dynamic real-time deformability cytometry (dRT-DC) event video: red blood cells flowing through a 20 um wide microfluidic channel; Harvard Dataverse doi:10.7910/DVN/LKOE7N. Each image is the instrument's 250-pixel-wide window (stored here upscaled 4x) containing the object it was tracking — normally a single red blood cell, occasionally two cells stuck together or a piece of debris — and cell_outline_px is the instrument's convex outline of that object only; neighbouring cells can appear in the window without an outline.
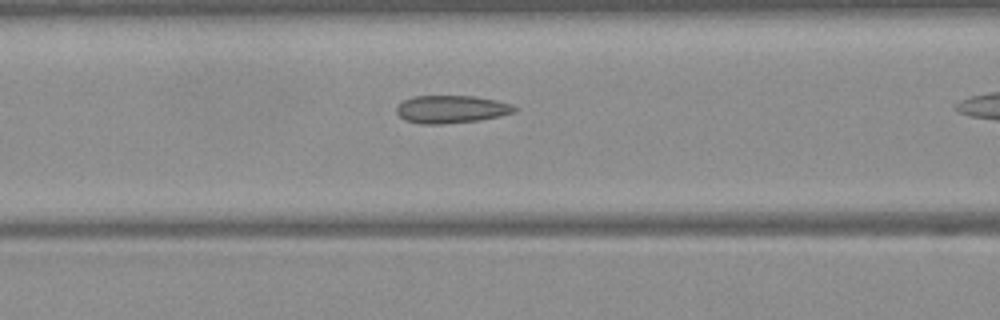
{"species": "Egyptian fruit bat (a non-hibernating species)", "species_latin": "Rousettus aegyptiacus", "temperature_condition": "warm", "stored_images_in_passage": 36, "camera_frame_rate_fps": 3000, "um_per_image_px": 0.085, "frame": {"image": 1, "passage_image": 17, "time_ms": 5.333, "image_size_px": [1000, 320], "cell_outline_px": [[520, 108], [516, 112], [500, 116], [480, 120], [444, 124], [420, 124], [404, 120], [396, 112], [396, 108], [404, 100], [412, 96], [476, 96], [496, 100], [512, 104]], "centroid_in_image_um": [38.4, 9.29], "position_along_channel_um": 128.2, "area_um2": 19.31}}
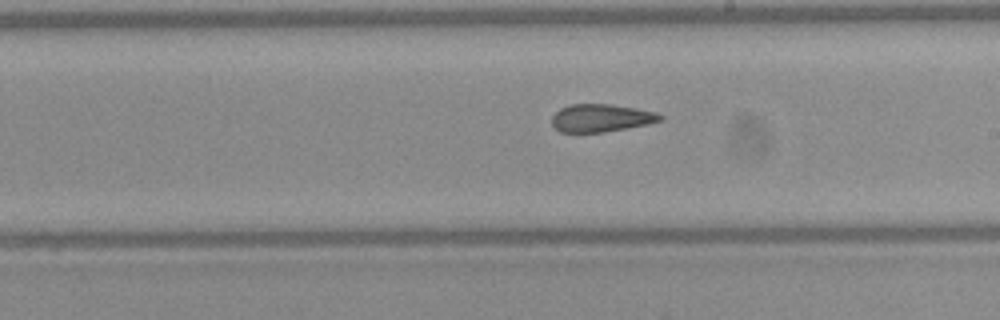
{"frame": {"image": 2, "passage_image": 25, "time_ms": 8.0, "image_size_px": [1000, 320], "cell_outline_px": [[664, 120], [648, 124], [628, 128], [604, 132], [560, 132], [552, 124], [552, 116], [560, 108], [568, 104], [612, 104], [636, 108], [656, 112], [664, 116]], "centroid_in_image_um": [51.12, 10.02], "position_along_channel_um": 237.9, "area_um2": 17.69}}
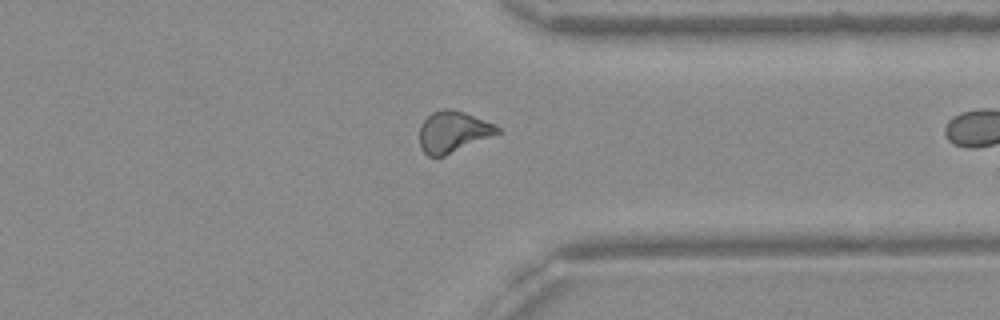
{"frame": {"image": 3, "passage_image": 35, "time_ms": 11.333, "image_size_px": [1000, 320], "cell_outline_px": [[500, 132], [444, 156], [428, 156], [420, 148], [420, 124], [432, 112], [444, 108], [452, 108], [464, 112], [496, 124], [500, 128]], "centroid_in_image_um": [38.49, 11.18], "position_along_channel_um": 372.9, "area_um2": 18.61}}